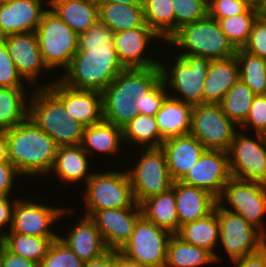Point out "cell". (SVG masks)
<instances>
[{"instance_id": "6da1fadb", "label": "cell", "mask_w": 266, "mask_h": 267, "mask_svg": "<svg viewBox=\"0 0 266 267\" xmlns=\"http://www.w3.org/2000/svg\"><path fill=\"white\" fill-rule=\"evenodd\" d=\"M8 139V160L22 176L50 174L56 159L57 143L32 120L5 130Z\"/></svg>"}, {"instance_id": "7a4b0ae2", "label": "cell", "mask_w": 266, "mask_h": 267, "mask_svg": "<svg viewBox=\"0 0 266 267\" xmlns=\"http://www.w3.org/2000/svg\"><path fill=\"white\" fill-rule=\"evenodd\" d=\"M160 80L159 66L124 69L102 92L103 120L123 128L139 114L134 99Z\"/></svg>"}, {"instance_id": "3957f363", "label": "cell", "mask_w": 266, "mask_h": 267, "mask_svg": "<svg viewBox=\"0 0 266 267\" xmlns=\"http://www.w3.org/2000/svg\"><path fill=\"white\" fill-rule=\"evenodd\" d=\"M124 69L115 48L78 47L58 79L73 89L103 92Z\"/></svg>"}, {"instance_id": "277c9868", "label": "cell", "mask_w": 266, "mask_h": 267, "mask_svg": "<svg viewBox=\"0 0 266 267\" xmlns=\"http://www.w3.org/2000/svg\"><path fill=\"white\" fill-rule=\"evenodd\" d=\"M31 93L28 117L58 146L81 144L84 126L68 114L63 102L48 87H37Z\"/></svg>"}, {"instance_id": "5b68a950", "label": "cell", "mask_w": 266, "mask_h": 267, "mask_svg": "<svg viewBox=\"0 0 266 267\" xmlns=\"http://www.w3.org/2000/svg\"><path fill=\"white\" fill-rule=\"evenodd\" d=\"M166 43L181 48L180 52H175L178 55L199 56L210 60H222L236 55V49L222 32L219 22L209 15L181 26Z\"/></svg>"}, {"instance_id": "8992f818", "label": "cell", "mask_w": 266, "mask_h": 267, "mask_svg": "<svg viewBox=\"0 0 266 267\" xmlns=\"http://www.w3.org/2000/svg\"><path fill=\"white\" fill-rule=\"evenodd\" d=\"M175 55L171 66L166 67V61L159 63L165 87L173 89V93H169V96L192 106L204 104V81L211 60L199 56Z\"/></svg>"}, {"instance_id": "52a82bcc", "label": "cell", "mask_w": 266, "mask_h": 267, "mask_svg": "<svg viewBox=\"0 0 266 267\" xmlns=\"http://www.w3.org/2000/svg\"><path fill=\"white\" fill-rule=\"evenodd\" d=\"M96 172L84 187L85 216L108 208H141L135 201L127 171Z\"/></svg>"}, {"instance_id": "ba28073f", "label": "cell", "mask_w": 266, "mask_h": 267, "mask_svg": "<svg viewBox=\"0 0 266 267\" xmlns=\"http://www.w3.org/2000/svg\"><path fill=\"white\" fill-rule=\"evenodd\" d=\"M36 35L48 69L65 71L78 50V35L50 8L44 13Z\"/></svg>"}, {"instance_id": "9c48e42d", "label": "cell", "mask_w": 266, "mask_h": 267, "mask_svg": "<svg viewBox=\"0 0 266 267\" xmlns=\"http://www.w3.org/2000/svg\"><path fill=\"white\" fill-rule=\"evenodd\" d=\"M137 164L129 167L135 201L140 205L144 200L168 191L172 188L165 152L160 148H142Z\"/></svg>"}, {"instance_id": "30bf717a", "label": "cell", "mask_w": 266, "mask_h": 267, "mask_svg": "<svg viewBox=\"0 0 266 267\" xmlns=\"http://www.w3.org/2000/svg\"><path fill=\"white\" fill-rule=\"evenodd\" d=\"M171 236L172 233L142 215L137 220L131 237L118 252L147 267H164Z\"/></svg>"}, {"instance_id": "8fae6325", "label": "cell", "mask_w": 266, "mask_h": 267, "mask_svg": "<svg viewBox=\"0 0 266 267\" xmlns=\"http://www.w3.org/2000/svg\"><path fill=\"white\" fill-rule=\"evenodd\" d=\"M217 203L226 210L240 214L266 237L265 226H263V217L266 214V184L231 177L224 186ZM224 203L225 205L228 203L231 209Z\"/></svg>"}, {"instance_id": "7c38bea8", "label": "cell", "mask_w": 266, "mask_h": 267, "mask_svg": "<svg viewBox=\"0 0 266 267\" xmlns=\"http://www.w3.org/2000/svg\"><path fill=\"white\" fill-rule=\"evenodd\" d=\"M237 128L219 104L204 103L192 107L190 134L206 149L227 152L239 131Z\"/></svg>"}, {"instance_id": "4fadbf2b", "label": "cell", "mask_w": 266, "mask_h": 267, "mask_svg": "<svg viewBox=\"0 0 266 267\" xmlns=\"http://www.w3.org/2000/svg\"><path fill=\"white\" fill-rule=\"evenodd\" d=\"M214 209L220 227V243L229 260L253 254L266 245V237L240 214L226 210L218 203Z\"/></svg>"}, {"instance_id": "5bb4252c", "label": "cell", "mask_w": 266, "mask_h": 267, "mask_svg": "<svg viewBox=\"0 0 266 267\" xmlns=\"http://www.w3.org/2000/svg\"><path fill=\"white\" fill-rule=\"evenodd\" d=\"M237 132L227 153L231 177L266 184V139Z\"/></svg>"}, {"instance_id": "9a60e30c", "label": "cell", "mask_w": 266, "mask_h": 267, "mask_svg": "<svg viewBox=\"0 0 266 267\" xmlns=\"http://www.w3.org/2000/svg\"><path fill=\"white\" fill-rule=\"evenodd\" d=\"M74 209L43 205L27 199H18L14 205L12 226L5 233H19L36 237H59L51 231V225L58 222L59 218L68 213L72 214Z\"/></svg>"}, {"instance_id": "2e32d148", "label": "cell", "mask_w": 266, "mask_h": 267, "mask_svg": "<svg viewBox=\"0 0 266 267\" xmlns=\"http://www.w3.org/2000/svg\"><path fill=\"white\" fill-rule=\"evenodd\" d=\"M230 178L228 153L206 149L180 181L203 189L218 199Z\"/></svg>"}, {"instance_id": "e0dca14e", "label": "cell", "mask_w": 266, "mask_h": 267, "mask_svg": "<svg viewBox=\"0 0 266 267\" xmlns=\"http://www.w3.org/2000/svg\"><path fill=\"white\" fill-rule=\"evenodd\" d=\"M38 87H48L63 102L68 114L84 127L103 120L102 92L73 89L59 79Z\"/></svg>"}, {"instance_id": "ac0fdd59", "label": "cell", "mask_w": 266, "mask_h": 267, "mask_svg": "<svg viewBox=\"0 0 266 267\" xmlns=\"http://www.w3.org/2000/svg\"><path fill=\"white\" fill-rule=\"evenodd\" d=\"M155 38L165 43L150 27L113 33V46L122 66L125 69L159 66L160 60L145 54L146 48L148 49L147 45H150L152 40L157 41Z\"/></svg>"}, {"instance_id": "d6986e66", "label": "cell", "mask_w": 266, "mask_h": 267, "mask_svg": "<svg viewBox=\"0 0 266 267\" xmlns=\"http://www.w3.org/2000/svg\"><path fill=\"white\" fill-rule=\"evenodd\" d=\"M19 74L29 84L36 83L41 74L49 70L45 65L36 32L17 33L1 39ZM43 70V71H42ZM42 72V73H41ZM40 76V77H39Z\"/></svg>"}, {"instance_id": "ffe728a7", "label": "cell", "mask_w": 266, "mask_h": 267, "mask_svg": "<svg viewBox=\"0 0 266 267\" xmlns=\"http://www.w3.org/2000/svg\"><path fill=\"white\" fill-rule=\"evenodd\" d=\"M141 208H108L95 211L90 218L95 222L109 250L119 251L129 240Z\"/></svg>"}, {"instance_id": "44dd1931", "label": "cell", "mask_w": 266, "mask_h": 267, "mask_svg": "<svg viewBox=\"0 0 266 267\" xmlns=\"http://www.w3.org/2000/svg\"><path fill=\"white\" fill-rule=\"evenodd\" d=\"M49 0H13L0 5V39L17 33L36 32Z\"/></svg>"}, {"instance_id": "7402d4cb", "label": "cell", "mask_w": 266, "mask_h": 267, "mask_svg": "<svg viewBox=\"0 0 266 267\" xmlns=\"http://www.w3.org/2000/svg\"><path fill=\"white\" fill-rule=\"evenodd\" d=\"M83 217V218H82ZM76 225L69 229L66 237L62 234L59 239L83 262L99 258L109 251L105 241L96 227L95 222L88 216H82Z\"/></svg>"}, {"instance_id": "603a6c76", "label": "cell", "mask_w": 266, "mask_h": 267, "mask_svg": "<svg viewBox=\"0 0 266 267\" xmlns=\"http://www.w3.org/2000/svg\"><path fill=\"white\" fill-rule=\"evenodd\" d=\"M161 148L173 181H180L206 150L190 133L164 140Z\"/></svg>"}, {"instance_id": "cb8c5ba5", "label": "cell", "mask_w": 266, "mask_h": 267, "mask_svg": "<svg viewBox=\"0 0 266 267\" xmlns=\"http://www.w3.org/2000/svg\"><path fill=\"white\" fill-rule=\"evenodd\" d=\"M176 210L180 226L210 214L217 199L209 192L175 181Z\"/></svg>"}, {"instance_id": "d4e9b609", "label": "cell", "mask_w": 266, "mask_h": 267, "mask_svg": "<svg viewBox=\"0 0 266 267\" xmlns=\"http://www.w3.org/2000/svg\"><path fill=\"white\" fill-rule=\"evenodd\" d=\"M240 79V68L236 56L222 60H211L204 81V103L219 104L228 90Z\"/></svg>"}, {"instance_id": "484cf974", "label": "cell", "mask_w": 266, "mask_h": 267, "mask_svg": "<svg viewBox=\"0 0 266 267\" xmlns=\"http://www.w3.org/2000/svg\"><path fill=\"white\" fill-rule=\"evenodd\" d=\"M48 7L77 35L99 20V7L93 0H49Z\"/></svg>"}, {"instance_id": "4316f807", "label": "cell", "mask_w": 266, "mask_h": 267, "mask_svg": "<svg viewBox=\"0 0 266 267\" xmlns=\"http://www.w3.org/2000/svg\"><path fill=\"white\" fill-rule=\"evenodd\" d=\"M88 157L90 158L81 144L59 146L55 163L50 173L54 172L61 182L68 184L84 180L87 183L93 174L92 171H89L90 159Z\"/></svg>"}, {"instance_id": "83f0119b", "label": "cell", "mask_w": 266, "mask_h": 267, "mask_svg": "<svg viewBox=\"0 0 266 267\" xmlns=\"http://www.w3.org/2000/svg\"><path fill=\"white\" fill-rule=\"evenodd\" d=\"M121 143H124L123 130L112 123L102 120L84 127L81 146L90 158L95 151L96 154L117 156V152L120 153V148H122L120 146H123Z\"/></svg>"}, {"instance_id": "f1b7e54d", "label": "cell", "mask_w": 266, "mask_h": 267, "mask_svg": "<svg viewBox=\"0 0 266 267\" xmlns=\"http://www.w3.org/2000/svg\"><path fill=\"white\" fill-rule=\"evenodd\" d=\"M192 107L170 96L166 98L155 115L164 140L190 133Z\"/></svg>"}, {"instance_id": "f546056e", "label": "cell", "mask_w": 266, "mask_h": 267, "mask_svg": "<svg viewBox=\"0 0 266 267\" xmlns=\"http://www.w3.org/2000/svg\"><path fill=\"white\" fill-rule=\"evenodd\" d=\"M142 215L172 234L179 230V221L176 210L175 181L172 188L161 194L144 200L141 204Z\"/></svg>"}, {"instance_id": "4dcf8cb0", "label": "cell", "mask_w": 266, "mask_h": 267, "mask_svg": "<svg viewBox=\"0 0 266 267\" xmlns=\"http://www.w3.org/2000/svg\"><path fill=\"white\" fill-rule=\"evenodd\" d=\"M176 235L183 241L210 251L219 263L215 249L220 242V227L214 209L207 216L180 226Z\"/></svg>"}, {"instance_id": "1f68e13d", "label": "cell", "mask_w": 266, "mask_h": 267, "mask_svg": "<svg viewBox=\"0 0 266 267\" xmlns=\"http://www.w3.org/2000/svg\"><path fill=\"white\" fill-rule=\"evenodd\" d=\"M99 20L113 33L149 27L145 22L143 5L104 4L99 7Z\"/></svg>"}, {"instance_id": "d6a6232c", "label": "cell", "mask_w": 266, "mask_h": 267, "mask_svg": "<svg viewBox=\"0 0 266 267\" xmlns=\"http://www.w3.org/2000/svg\"><path fill=\"white\" fill-rule=\"evenodd\" d=\"M26 87H0V131L23 122L29 114ZM27 98V100L25 99Z\"/></svg>"}, {"instance_id": "836d02e7", "label": "cell", "mask_w": 266, "mask_h": 267, "mask_svg": "<svg viewBox=\"0 0 266 267\" xmlns=\"http://www.w3.org/2000/svg\"><path fill=\"white\" fill-rule=\"evenodd\" d=\"M213 262L217 263L210 251L187 243L176 234H172L164 267H201Z\"/></svg>"}, {"instance_id": "e575fe53", "label": "cell", "mask_w": 266, "mask_h": 267, "mask_svg": "<svg viewBox=\"0 0 266 267\" xmlns=\"http://www.w3.org/2000/svg\"><path fill=\"white\" fill-rule=\"evenodd\" d=\"M122 130L123 141L129 146L139 144L142 148H160L164 142L155 116L138 114Z\"/></svg>"}, {"instance_id": "d590c367", "label": "cell", "mask_w": 266, "mask_h": 267, "mask_svg": "<svg viewBox=\"0 0 266 267\" xmlns=\"http://www.w3.org/2000/svg\"><path fill=\"white\" fill-rule=\"evenodd\" d=\"M57 238L5 233L1 242L8 251L39 264L47 254L50 244Z\"/></svg>"}, {"instance_id": "8d00e7d4", "label": "cell", "mask_w": 266, "mask_h": 267, "mask_svg": "<svg viewBox=\"0 0 266 267\" xmlns=\"http://www.w3.org/2000/svg\"><path fill=\"white\" fill-rule=\"evenodd\" d=\"M255 93L239 79L219 103L225 115L240 127L249 114Z\"/></svg>"}, {"instance_id": "74e56055", "label": "cell", "mask_w": 266, "mask_h": 267, "mask_svg": "<svg viewBox=\"0 0 266 267\" xmlns=\"http://www.w3.org/2000/svg\"><path fill=\"white\" fill-rule=\"evenodd\" d=\"M146 24L165 42L174 33V7L172 0H143Z\"/></svg>"}, {"instance_id": "f35d334b", "label": "cell", "mask_w": 266, "mask_h": 267, "mask_svg": "<svg viewBox=\"0 0 266 267\" xmlns=\"http://www.w3.org/2000/svg\"><path fill=\"white\" fill-rule=\"evenodd\" d=\"M259 15L258 8L253 4L245 13L218 19L217 21L228 41L237 50L246 45L253 23Z\"/></svg>"}, {"instance_id": "ab89813d", "label": "cell", "mask_w": 266, "mask_h": 267, "mask_svg": "<svg viewBox=\"0 0 266 267\" xmlns=\"http://www.w3.org/2000/svg\"><path fill=\"white\" fill-rule=\"evenodd\" d=\"M235 56L239 63L240 79L255 95H265L266 59L251 55L243 49H237Z\"/></svg>"}, {"instance_id": "60d3db41", "label": "cell", "mask_w": 266, "mask_h": 267, "mask_svg": "<svg viewBox=\"0 0 266 267\" xmlns=\"http://www.w3.org/2000/svg\"><path fill=\"white\" fill-rule=\"evenodd\" d=\"M174 7V32L181 26L208 16V0H172Z\"/></svg>"}, {"instance_id": "b9f144b4", "label": "cell", "mask_w": 266, "mask_h": 267, "mask_svg": "<svg viewBox=\"0 0 266 267\" xmlns=\"http://www.w3.org/2000/svg\"><path fill=\"white\" fill-rule=\"evenodd\" d=\"M84 262L59 238L54 240L38 267H83Z\"/></svg>"}, {"instance_id": "7bdbcfd3", "label": "cell", "mask_w": 266, "mask_h": 267, "mask_svg": "<svg viewBox=\"0 0 266 267\" xmlns=\"http://www.w3.org/2000/svg\"><path fill=\"white\" fill-rule=\"evenodd\" d=\"M168 96L169 90L161 79L148 93L136 97L133 104L139 114L155 116Z\"/></svg>"}, {"instance_id": "ee69618b", "label": "cell", "mask_w": 266, "mask_h": 267, "mask_svg": "<svg viewBox=\"0 0 266 267\" xmlns=\"http://www.w3.org/2000/svg\"><path fill=\"white\" fill-rule=\"evenodd\" d=\"M78 47L114 48L113 32L98 20L90 29L78 35Z\"/></svg>"}, {"instance_id": "f6af8a7d", "label": "cell", "mask_w": 266, "mask_h": 267, "mask_svg": "<svg viewBox=\"0 0 266 267\" xmlns=\"http://www.w3.org/2000/svg\"><path fill=\"white\" fill-rule=\"evenodd\" d=\"M254 3L250 0H208V15L215 19L245 13Z\"/></svg>"}, {"instance_id": "bcb514c9", "label": "cell", "mask_w": 266, "mask_h": 267, "mask_svg": "<svg viewBox=\"0 0 266 267\" xmlns=\"http://www.w3.org/2000/svg\"><path fill=\"white\" fill-rule=\"evenodd\" d=\"M22 82L24 83V79L12 61L5 43L0 39V87H27Z\"/></svg>"}, {"instance_id": "7dc6e473", "label": "cell", "mask_w": 266, "mask_h": 267, "mask_svg": "<svg viewBox=\"0 0 266 267\" xmlns=\"http://www.w3.org/2000/svg\"><path fill=\"white\" fill-rule=\"evenodd\" d=\"M242 49L266 59V15L260 14L254 21L249 39Z\"/></svg>"}, {"instance_id": "c3c4849f", "label": "cell", "mask_w": 266, "mask_h": 267, "mask_svg": "<svg viewBox=\"0 0 266 267\" xmlns=\"http://www.w3.org/2000/svg\"><path fill=\"white\" fill-rule=\"evenodd\" d=\"M249 128L253 127L255 134H265L266 133V97L264 95H256L253 99L249 114L246 121L239 127Z\"/></svg>"}, {"instance_id": "681fc988", "label": "cell", "mask_w": 266, "mask_h": 267, "mask_svg": "<svg viewBox=\"0 0 266 267\" xmlns=\"http://www.w3.org/2000/svg\"><path fill=\"white\" fill-rule=\"evenodd\" d=\"M19 176L22 177L9 160L0 161V196H11L15 178Z\"/></svg>"}, {"instance_id": "f907efd6", "label": "cell", "mask_w": 266, "mask_h": 267, "mask_svg": "<svg viewBox=\"0 0 266 267\" xmlns=\"http://www.w3.org/2000/svg\"><path fill=\"white\" fill-rule=\"evenodd\" d=\"M12 200H9L11 199ZM17 199H14V197L10 196H0V236L5 234L4 230L5 227L7 228V225L9 224V227L7 231H10L12 226V217H13V209L14 205L16 203ZM4 227V229H3Z\"/></svg>"}, {"instance_id": "816d5d0a", "label": "cell", "mask_w": 266, "mask_h": 267, "mask_svg": "<svg viewBox=\"0 0 266 267\" xmlns=\"http://www.w3.org/2000/svg\"><path fill=\"white\" fill-rule=\"evenodd\" d=\"M232 263L234 267H266V245L253 254L233 260Z\"/></svg>"}, {"instance_id": "f5cc1de1", "label": "cell", "mask_w": 266, "mask_h": 267, "mask_svg": "<svg viewBox=\"0 0 266 267\" xmlns=\"http://www.w3.org/2000/svg\"><path fill=\"white\" fill-rule=\"evenodd\" d=\"M2 267H38V264L8 251L2 244Z\"/></svg>"}, {"instance_id": "db71d44e", "label": "cell", "mask_w": 266, "mask_h": 267, "mask_svg": "<svg viewBox=\"0 0 266 267\" xmlns=\"http://www.w3.org/2000/svg\"><path fill=\"white\" fill-rule=\"evenodd\" d=\"M83 267H115V251L109 250L99 258L86 261Z\"/></svg>"}, {"instance_id": "11a10c76", "label": "cell", "mask_w": 266, "mask_h": 267, "mask_svg": "<svg viewBox=\"0 0 266 267\" xmlns=\"http://www.w3.org/2000/svg\"><path fill=\"white\" fill-rule=\"evenodd\" d=\"M115 267H147L144 265H141L140 263H137L135 261H132L125 256H123L118 251H115Z\"/></svg>"}, {"instance_id": "9f6ffc18", "label": "cell", "mask_w": 266, "mask_h": 267, "mask_svg": "<svg viewBox=\"0 0 266 267\" xmlns=\"http://www.w3.org/2000/svg\"><path fill=\"white\" fill-rule=\"evenodd\" d=\"M8 160V139L5 131H0V161Z\"/></svg>"}, {"instance_id": "6f0895ef", "label": "cell", "mask_w": 266, "mask_h": 267, "mask_svg": "<svg viewBox=\"0 0 266 267\" xmlns=\"http://www.w3.org/2000/svg\"><path fill=\"white\" fill-rule=\"evenodd\" d=\"M98 7L104 4L120 3L125 5H142L143 0H93Z\"/></svg>"}, {"instance_id": "680465c9", "label": "cell", "mask_w": 266, "mask_h": 267, "mask_svg": "<svg viewBox=\"0 0 266 267\" xmlns=\"http://www.w3.org/2000/svg\"><path fill=\"white\" fill-rule=\"evenodd\" d=\"M254 5L258 8L260 14L266 15V0H256Z\"/></svg>"}, {"instance_id": "91938a15", "label": "cell", "mask_w": 266, "mask_h": 267, "mask_svg": "<svg viewBox=\"0 0 266 267\" xmlns=\"http://www.w3.org/2000/svg\"><path fill=\"white\" fill-rule=\"evenodd\" d=\"M0 267H2V242H0Z\"/></svg>"}, {"instance_id": "94428289", "label": "cell", "mask_w": 266, "mask_h": 267, "mask_svg": "<svg viewBox=\"0 0 266 267\" xmlns=\"http://www.w3.org/2000/svg\"><path fill=\"white\" fill-rule=\"evenodd\" d=\"M11 1H13V0H0V5H1V4L9 3V2H11Z\"/></svg>"}]
</instances>
